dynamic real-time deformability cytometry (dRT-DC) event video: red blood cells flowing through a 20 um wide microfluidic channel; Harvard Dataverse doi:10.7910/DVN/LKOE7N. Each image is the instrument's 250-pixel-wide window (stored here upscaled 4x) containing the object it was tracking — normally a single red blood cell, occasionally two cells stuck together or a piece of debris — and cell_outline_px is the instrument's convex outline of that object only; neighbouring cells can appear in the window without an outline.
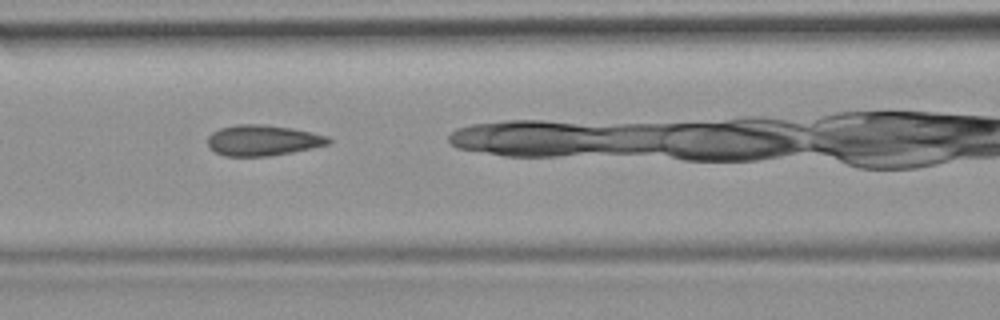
{"species": "common noctule bat (a hibernating species)", "species_latin": "Nyctalus noctula", "temperature_condition": "room temperature", "stored_images_in_passage": 4, "camera_frame_rate_fps": 3000, "um_per_image_px": 0.085, "animal": {"sex": "female", "body_mass_g": 19.9}, "frame": {"image": 1, "passage_image": 3, "time_ms": 3.0, "image_size_px": [1000, 320], "cell_outline_px": [[332, 140], [328, 144], [292, 152], [268, 156], [224, 156], [208, 148], [208, 136], [212, 132], [220, 128], [236, 124], [264, 124], [292, 128], [312, 132], [328, 136]], "centroid_in_image_um": [22.31, 11.92], "position_along_channel_um": 144.3, "area_um2": 21.68}}
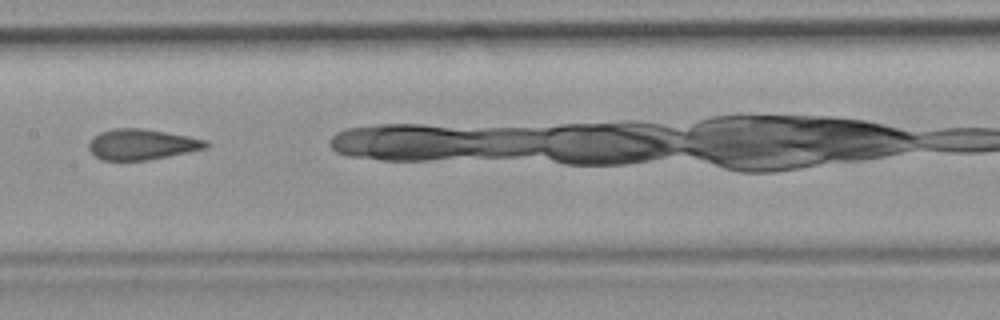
{"frame": {"image": 2, "passage_image": 4, "time_ms": 4.333, "image_size_px": [1000, 320], "cell_outline_px": [[208, 148], [148, 160], [100, 160], [88, 148], [88, 144], [92, 136], [100, 132], [112, 128], [140, 128], [188, 136], [208, 140]], "centroid_in_image_um": [12.03, 12.27], "position_along_channel_um": 195.4, "area_um2": 20.92}}